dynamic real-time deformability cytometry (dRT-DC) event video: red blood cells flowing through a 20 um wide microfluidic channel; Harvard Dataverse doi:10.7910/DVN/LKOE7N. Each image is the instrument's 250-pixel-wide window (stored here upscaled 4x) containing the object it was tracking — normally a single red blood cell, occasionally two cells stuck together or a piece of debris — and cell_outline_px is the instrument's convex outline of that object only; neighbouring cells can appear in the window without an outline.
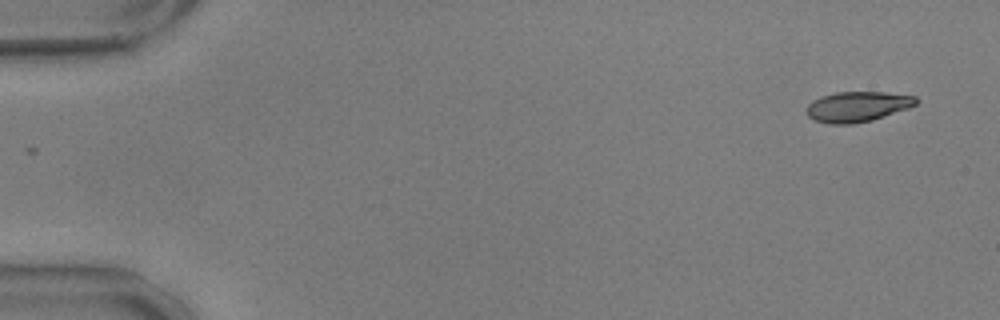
{"species": "common noctule bat (a hibernating species)", "species_latin": "Nyctalus noctula", "temperature_condition": "warm", "stored_images_in_passage": 54, "camera_frame_rate_fps": 3000, "um_per_image_px": 0.085, "animal": {"sex": "male", "body_mass_g": 17.9, "forearm_length_mm": 54.2}, "frame": {"image": 1, "passage_image": 1, "time_ms": 0.0, "image_size_px": [1000, 320], "cell_outline_px": [[916, 104], [908, 108], [872, 120], [852, 124], [828, 124], [816, 120], [808, 116], [808, 104], [812, 100], [836, 92], [884, 92], [916, 96]], "centroid_in_image_um": [72.89, 9.06], "position_along_channel_um": 12.1, "area_um2": 19.07}}
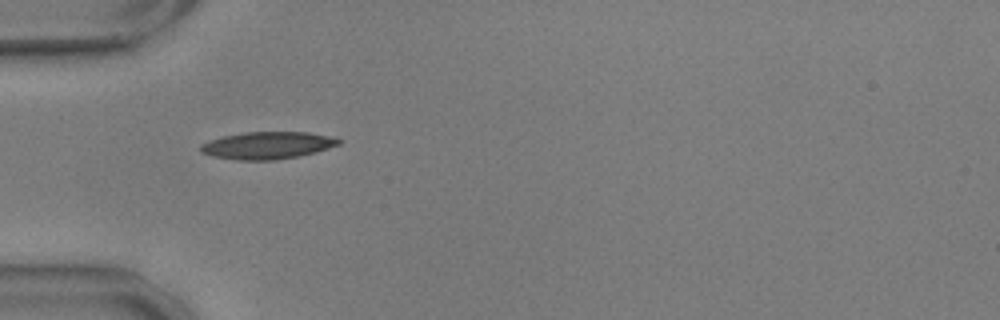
{"frame": {"image": 2, "passage_image": 16, "time_ms": 5.0, "image_size_px": [1000, 320], "cell_outline_px": [[340, 144], [316, 152], [300, 156], [272, 160], [240, 160], [212, 156], [200, 152], [200, 144], [208, 140], [224, 136], [244, 132], [308, 132], [340, 140]], "centroid_in_image_um": [22.67, 12.36], "position_along_channel_um": 62.3, "area_um2": 21.73}}
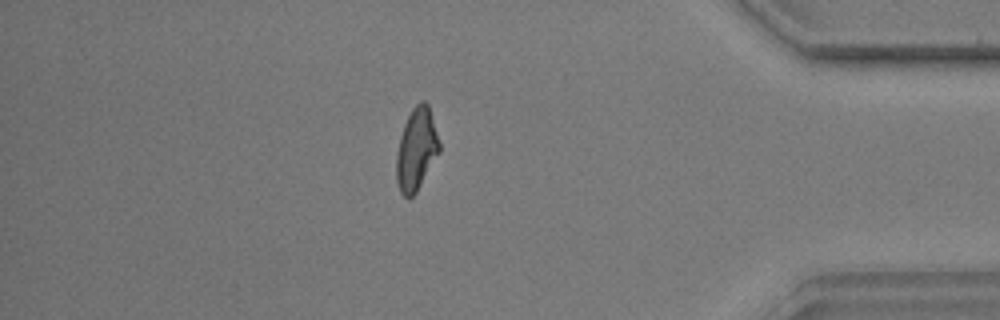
{"frame": {"image": 3, "passage_image": 47, "time_ms": 15.333, "image_size_px": [1000, 320], "cell_outline_px": [[440, 152], [416, 192], [408, 200], [400, 192], [396, 180], [396, 156], [400, 136], [404, 124], [412, 108], [420, 100], [424, 100], [428, 104], [440, 144]], "centroid_in_image_um": [35.38, 12.7], "position_along_channel_um": 399.8, "area_um2": 20.58}, "authors_computed_cell_mechanics": {"area_um2": 20.4034, "velocity_mm_per_s": 3.5965, "shape_relaxation_time_tau1_ms": 6.4864, "shape_relaxation_time_tau2_ms": 1.3003, "deformation_change_tau1": 0.2329, "deformation_change_tau2": 0.0896}}